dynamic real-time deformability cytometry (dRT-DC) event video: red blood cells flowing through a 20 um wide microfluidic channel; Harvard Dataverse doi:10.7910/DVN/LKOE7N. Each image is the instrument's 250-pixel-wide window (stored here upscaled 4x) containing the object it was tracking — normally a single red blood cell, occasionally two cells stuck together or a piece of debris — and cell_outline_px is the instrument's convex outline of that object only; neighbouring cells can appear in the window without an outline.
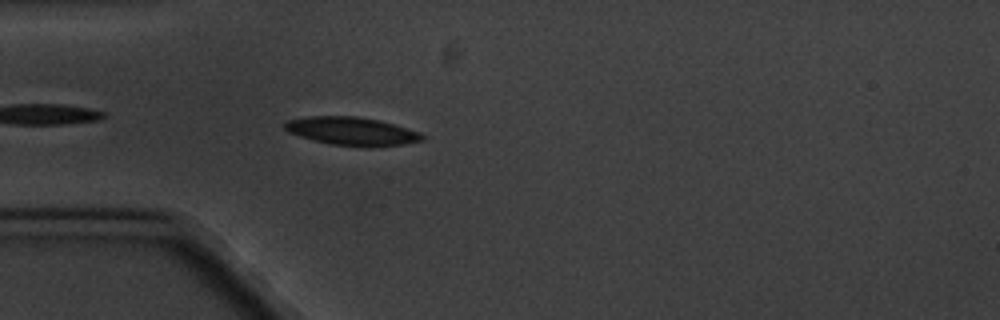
{"species": "common noctule bat (a hibernating species)", "species_latin": "Nyctalus noctula", "temperature_condition": "cold", "stored_images_in_passage": 4, "camera_frame_rate_fps": 3000, "um_per_image_px": 0.085, "animal": {"sex": "male", "body_mass_g": 20.1, "forearm_length_mm": 53.5}, "frame": {"image": 1, "passage_image": 4, "time_ms": 3.333, "image_size_px": [1000, 320], "cell_outline_px": [[424, 140], [404, 144], [364, 148], [332, 144], [300, 136], [288, 132], [284, 128], [284, 124], [288, 120], [308, 116], [356, 116], [380, 120], [420, 132], [424, 136]], "centroid_in_image_um": [29.93, 11.16], "position_along_channel_um": 55.1, "area_um2": 22.66}}